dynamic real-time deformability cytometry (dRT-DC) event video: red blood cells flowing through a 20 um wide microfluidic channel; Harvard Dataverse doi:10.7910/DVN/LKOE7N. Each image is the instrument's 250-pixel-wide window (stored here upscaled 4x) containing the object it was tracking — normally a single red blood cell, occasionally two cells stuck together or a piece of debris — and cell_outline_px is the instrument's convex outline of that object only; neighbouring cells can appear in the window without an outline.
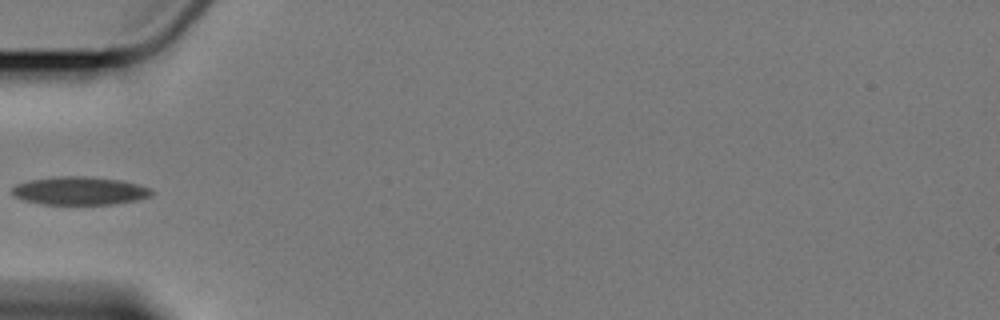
{"species": "Egyptian fruit bat (a non-hibernating species)", "species_latin": "Rousettus aegyptiacus", "temperature_condition": "cold", "stored_images_in_passage": 6, "camera_frame_rate_fps": 3000, "um_per_image_px": 0.085, "animal": {"sex": "female"}, "frame": {"image": 1, "passage_image": 6, "time_ms": 6.0, "image_size_px": [1000, 320], "cell_outline_px": [[152, 192], [148, 196], [136, 200], [112, 204], [40, 204], [24, 200], [12, 196], [12, 188], [16, 184], [32, 180], [60, 176], [84, 176], [120, 180], [136, 184], [148, 188]], "centroid_in_image_um": [6.7, 16.22], "position_along_channel_um": 78.3, "area_um2": 22.54}}